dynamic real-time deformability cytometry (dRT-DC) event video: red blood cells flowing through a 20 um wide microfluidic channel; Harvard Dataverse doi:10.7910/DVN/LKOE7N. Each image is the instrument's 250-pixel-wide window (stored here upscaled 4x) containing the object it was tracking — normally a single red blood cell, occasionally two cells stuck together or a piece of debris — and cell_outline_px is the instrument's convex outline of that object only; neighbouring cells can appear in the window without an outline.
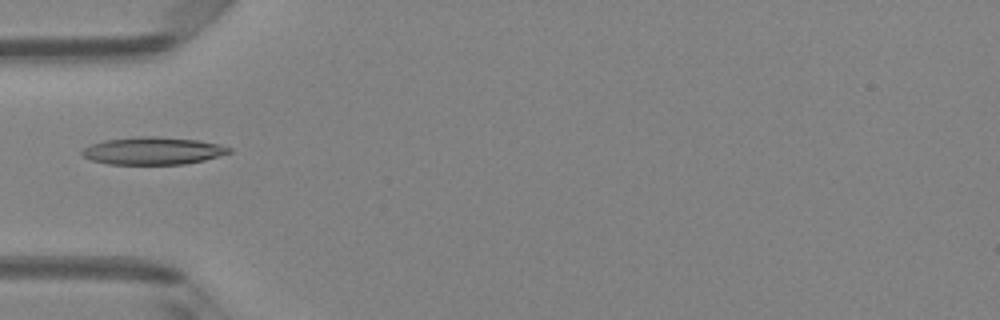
{"species": "Egyptian fruit bat (a non-hibernating species)", "species_latin": "Rousettus aegyptiacus", "temperature_condition": "room temperature", "stored_images_in_passage": 6, "camera_frame_rate_fps": 3000, "um_per_image_px": 0.085, "animal": {"sex": "female"}, "frame": {"image": 1, "passage_image": 4, "time_ms": 1.0, "image_size_px": [1000, 320], "cell_outline_px": [[232, 152], [204, 160], [184, 164], [108, 164], [92, 160], [84, 156], [80, 152], [84, 148], [92, 144], [104, 140], [144, 136], [156, 136], [196, 140], [220, 144], [232, 148]], "centroid_in_image_um": [13.02, 12.82], "position_along_channel_um": 72.0, "area_um2": 23.41}}
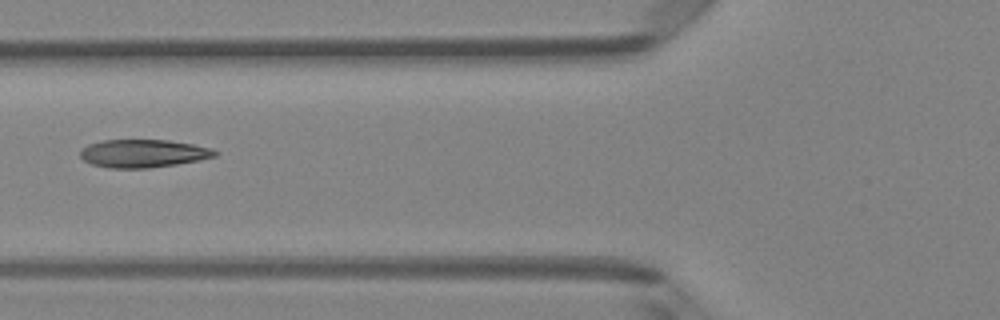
{"frame": {"image": 2, "passage_image": 5, "time_ms": 1.333, "image_size_px": [1000, 320], "cell_outline_px": [[220, 152], [216, 156], [200, 160], [176, 164], [148, 168], [108, 168], [92, 164], [84, 160], [80, 156], [80, 152], [88, 144], [104, 140], [168, 140], [192, 144], [212, 148]], "centroid_in_image_um": [12.2, 13.04], "position_along_channel_um": 113.6, "area_um2": 21.96}}
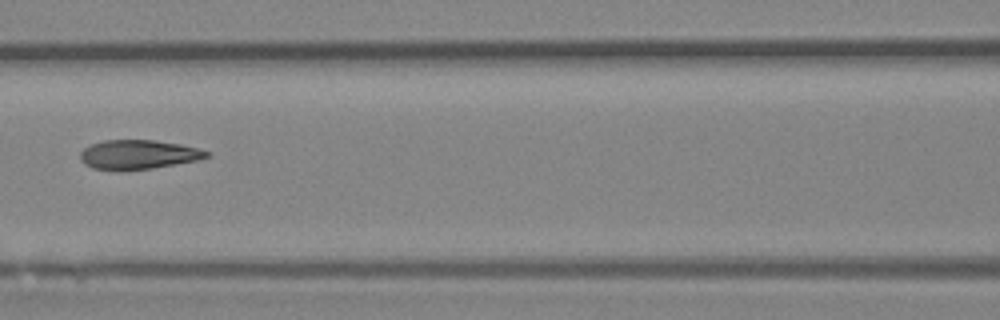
{"frame": {"image": 3, "passage_image": 6, "time_ms": 1.667, "image_size_px": [1000, 320], "cell_outline_px": [[212, 156], [196, 160], [152, 168], [116, 172], [92, 168], [84, 164], [80, 160], [80, 152], [84, 148], [92, 144], [104, 140], [152, 140], [180, 144], [212, 152]], "centroid_in_image_um": [11.72, 13.16], "position_along_channel_um": 154.9, "area_um2": 21.79}}